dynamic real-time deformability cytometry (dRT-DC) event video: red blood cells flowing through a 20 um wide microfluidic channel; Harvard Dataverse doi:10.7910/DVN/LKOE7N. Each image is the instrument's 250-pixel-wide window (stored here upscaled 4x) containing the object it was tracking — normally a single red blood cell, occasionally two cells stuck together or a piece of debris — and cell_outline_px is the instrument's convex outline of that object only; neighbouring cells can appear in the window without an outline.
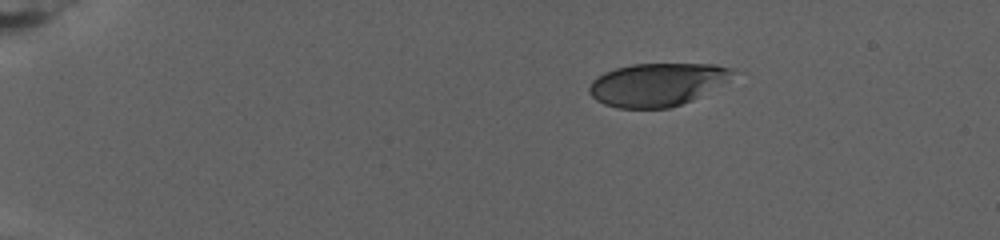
{"species": "human", "species_latin": "Homo sapiens", "temperature_condition": "warm", "stored_images_in_passage": 67, "camera_frame_rate_fps": 3000, "um_per_image_px": 0.085, "donor": {"sex": "female"}, "frame": {"image": 1, "passage_image": 1, "time_ms": 0.0, "image_size_px": [1000, 240], "cell_outline_px": [[740, 72], [728, 80], [692, 100], [668, 108], [616, 108], [604, 104], [596, 100], [588, 92], [588, 88], [592, 80], [596, 76], [604, 72], [616, 68], [632, 64], [716, 64]], "centroid_in_image_um": [55.83, 7.18], "position_along_channel_um": 29.2, "area_um2": 35.95}}
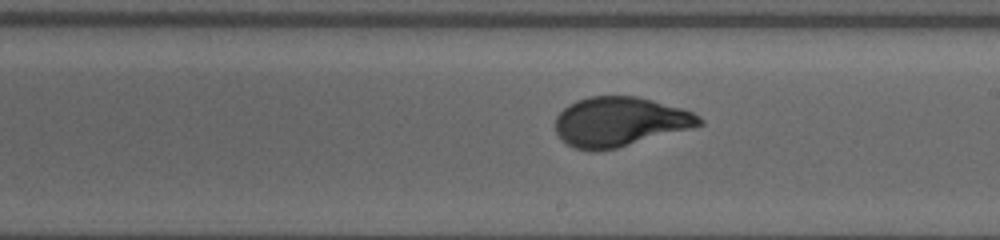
{"frame": {"image": 2, "passage_image": 36, "time_ms": 11.667, "image_size_px": [1000, 240], "cell_outline_px": [[704, 124], [692, 128], [616, 148], [592, 152], [576, 148], [560, 140], [556, 132], [556, 116], [568, 104], [576, 100], [588, 96], [636, 96], [684, 108], [700, 116], [704, 120]], "centroid_in_image_um": [52.68, 10.34], "position_along_channel_um": 236.3, "area_um2": 41.67}}
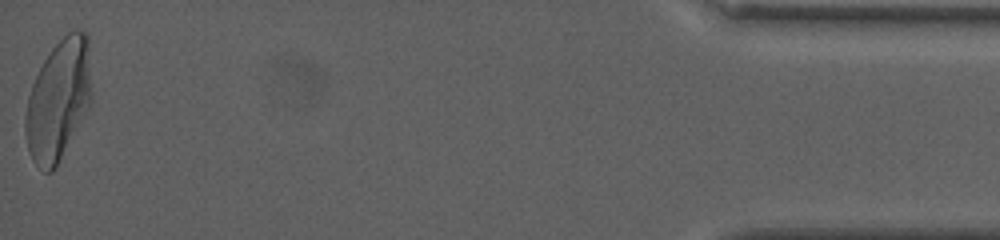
{"frame": {"image": 3, "passage_image": 67, "time_ms": 22.0, "image_size_px": [1000, 240], "cell_outline_px": [[92, 100], [88, 108], [52, 172], [44, 172], [32, 160], [28, 148], [24, 132], [24, 116], [28, 96], [32, 84], [44, 60], [52, 48], [68, 32], [84, 32], [88, 36], [92, 92]], "centroid_in_image_um": [4.95, 8.49], "position_along_channel_um": 430.2, "area_um2": 46.07}, "authors_computed_cell_mechanics": {"area_um2": 41.2692, "velocity_mm_per_s": 2.6531, "shape_relaxation_time_tau1_ms": 6.9837, "shape_relaxation_time_tau2_ms": null, "deformation_change_tau1": 0.2545, "deformation_change_tau2": null}}